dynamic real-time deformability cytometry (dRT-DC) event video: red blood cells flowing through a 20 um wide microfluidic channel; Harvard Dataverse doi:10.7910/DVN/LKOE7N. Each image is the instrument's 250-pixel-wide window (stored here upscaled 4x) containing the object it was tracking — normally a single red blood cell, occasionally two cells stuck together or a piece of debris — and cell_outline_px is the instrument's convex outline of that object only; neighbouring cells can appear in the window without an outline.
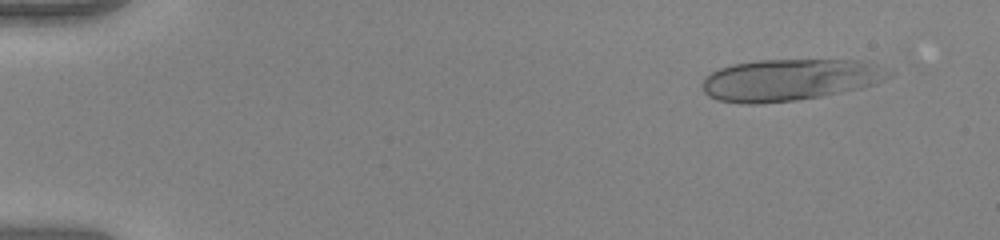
{"species": "human", "species_latin": "Homo sapiens", "temperature_condition": "warm", "stored_images_in_passage": 52, "camera_frame_rate_fps": 3000, "um_per_image_px": 0.085, "donor": {"sex": "female"}, "frame": {"image": 1, "passage_image": 6, "time_ms": 1.667, "image_size_px": [1000, 240], "cell_outline_px": [[896, 72], [892, 76], [876, 84], [860, 88], [820, 96], [796, 100], [760, 104], [740, 104], [716, 100], [708, 96], [704, 92], [704, 76], [720, 68], [732, 64], [760, 60], [844, 60], [876, 64]], "centroid_in_image_um": [67.12, 6.79], "position_along_channel_um": 17.9, "area_um2": 45.37}}
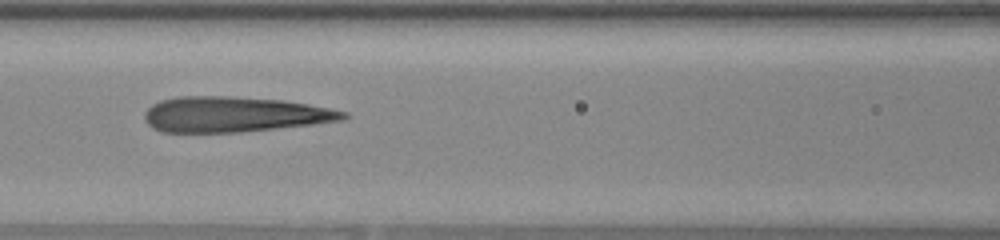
{"frame": {"image": 2, "passage_image": 25, "time_ms": 8.0, "image_size_px": [1000, 240], "cell_outline_px": [[352, 116], [344, 120], [312, 124], [240, 132], [164, 132], [152, 128], [144, 120], [144, 112], [152, 104], [160, 100], [176, 96], [228, 96], [284, 100], [332, 108], [348, 112]], "centroid_in_image_um": [19.92, 9.71], "position_along_channel_um": 146.7, "area_um2": 41.27}}
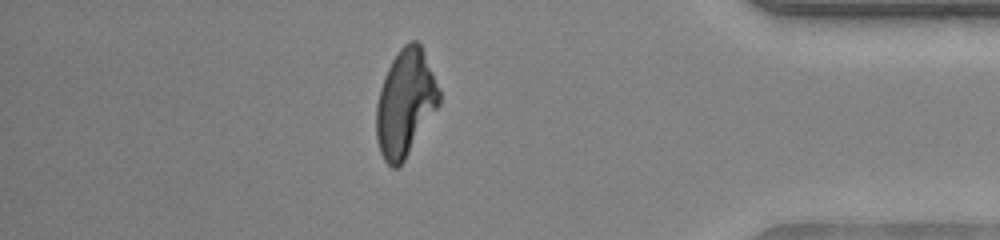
{"frame": {"image": 3, "passage_image": 46, "time_ms": 15.0, "image_size_px": [1000, 240], "cell_outline_px": [[440, 104], [404, 160], [396, 168], [392, 168], [384, 160], [380, 152], [376, 140], [376, 104], [380, 88], [384, 76], [392, 60], [400, 48], [404, 44], [412, 40], [416, 40], [420, 44], [440, 92]], "centroid_in_image_um": [34.42, 8.77], "position_along_channel_um": 400.8, "area_um2": 38.73}, "authors_computed_cell_mechanics": {"area_um2": 41.9628, "velocity_mm_per_s": 4.0434, "shape_relaxation_time_tau1_ms": 6.8227, "shape_relaxation_time_tau2_ms": 1.152, "deformation_change_tau1": 0.3178, "deformation_change_tau2": 0.1183}}